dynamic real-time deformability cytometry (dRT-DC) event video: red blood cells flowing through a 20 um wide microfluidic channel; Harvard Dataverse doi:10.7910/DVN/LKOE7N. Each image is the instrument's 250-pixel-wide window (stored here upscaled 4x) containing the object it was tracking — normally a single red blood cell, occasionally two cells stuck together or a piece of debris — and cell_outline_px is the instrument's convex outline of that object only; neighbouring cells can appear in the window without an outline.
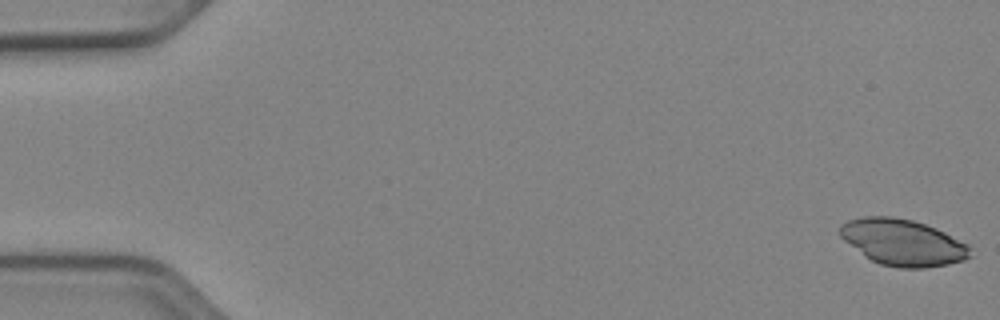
{"species": "Egyptian fruit bat (a non-hibernating species)", "species_latin": "Rousettus aegyptiacus", "temperature_condition": "cold", "stored_images_in_passage": 52, "camera_frame_rate_fps": 3000, "um_per_image_px": 0.085, "animal": {"sex": "female"}, "frame": {"image": 1, "passage_image": 1, "time_ms": 0.0, "image_size_px": [1000, 320], "cell_outline_px": [[972, 256], [964, 260], [948, 264], [924, 268], [900, 268], [880, 264], [864, 256], [844, 240], [840, 236], [840, 224], [848, 220], [864, 216], [892, 216], [912, 220], [936, 228], [968, 244]], "centroid_in_image_um": [76.73, 20.6], "position_along_channel_um": 8.3, "area_um2": 35.14}}